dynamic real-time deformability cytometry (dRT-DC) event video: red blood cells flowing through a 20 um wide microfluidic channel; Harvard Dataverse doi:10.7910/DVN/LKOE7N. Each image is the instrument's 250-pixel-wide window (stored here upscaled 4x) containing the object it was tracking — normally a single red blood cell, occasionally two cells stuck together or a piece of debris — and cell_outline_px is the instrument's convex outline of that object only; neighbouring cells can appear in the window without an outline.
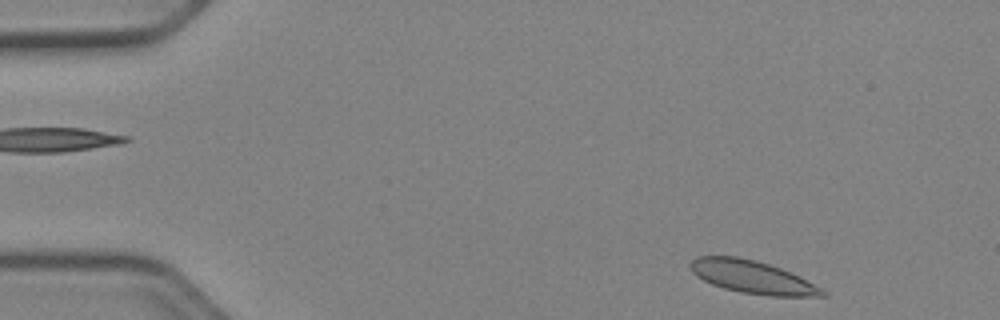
{"species": "Egyptian fruit bat (a non-hibernating species)", "species_latin": "Rousettus aegyptiacus", "temperature_condition": "cold", "stored_images_in_passage": 9, "camera_frame_rate_fps": 3000, "um_per_image_px": 0.085, "animal": {"sex": "female"}, "frame": {"image": 1, "passage_image": 1, "time_ms": 0.0, "image_size_px": [1000, 320], "cell_outline_px": [[828, 296], [768, 296], [740, 292], [724, 288], [712, 284], [696, 276], [692, 272], [688, 264], [696, 256], [736, 256], [756, 260], [792, 272], [800, 276], [828, 292]], "centroid_in_image_um": [63.95, 23.55], "position_along_channel_um": 21.0, "area_um2": 25.37}}